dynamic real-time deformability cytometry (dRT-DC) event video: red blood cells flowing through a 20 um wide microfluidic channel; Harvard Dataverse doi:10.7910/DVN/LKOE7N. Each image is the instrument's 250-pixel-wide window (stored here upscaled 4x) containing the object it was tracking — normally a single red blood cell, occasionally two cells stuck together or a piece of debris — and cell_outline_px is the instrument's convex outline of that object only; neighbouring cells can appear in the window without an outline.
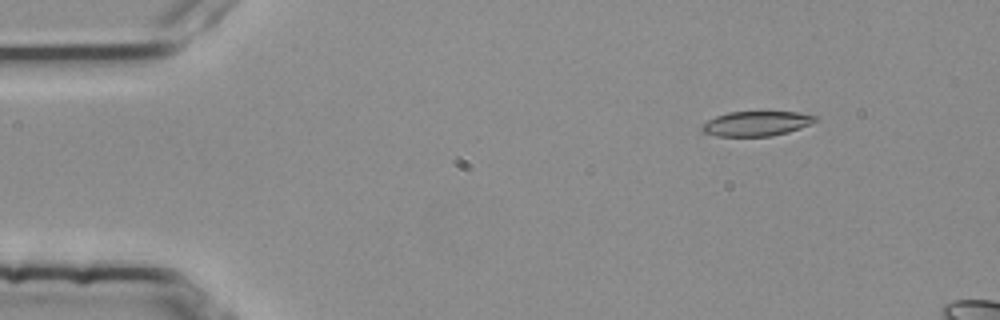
{"species": "common noctule bat (a hibernating species)", "species_latin": "Nyctalus noctula", "temperature_condition": "room temperature", "stored_images_in_passage": 13, "camera_frame_rate_fps": 3000, "um_per_image_px": 0.085, "animal": {"sex": "female", "body_mass_g": 25.1}, "frame": {"image": 1, "passage_image": 3, "time_ms": 0.667, "image_size_px": [1000, 320], "cell_outline_px": [[820, 120], [800, 128], [788, 132], [772, 136], [716, 136], [704, 132], [700, 128], [708, 120], [716, 116], [728, 112], [796, 112], [820, 116]], "centroid_in_image_um": [64.35, 10.5], "position_along_channel_um": 20.6, "area_um2": 16.42}}